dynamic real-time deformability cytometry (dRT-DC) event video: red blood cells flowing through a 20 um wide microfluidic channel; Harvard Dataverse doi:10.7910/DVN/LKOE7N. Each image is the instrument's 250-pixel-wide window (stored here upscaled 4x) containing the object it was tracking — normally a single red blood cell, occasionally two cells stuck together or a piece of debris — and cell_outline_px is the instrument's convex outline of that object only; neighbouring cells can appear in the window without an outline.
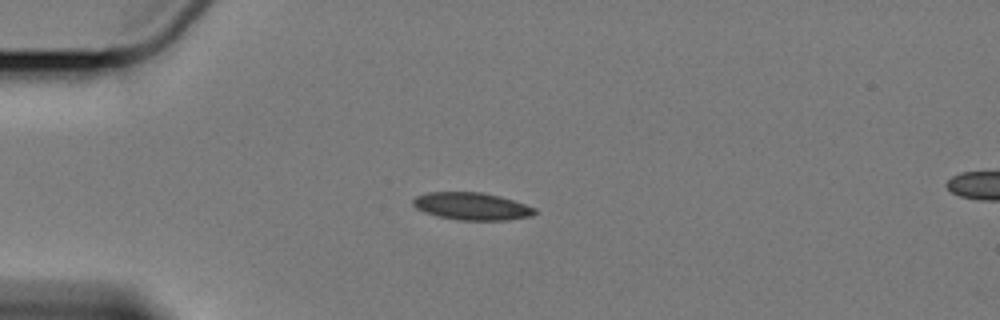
{"species": "Egyptian fruit bat (a non-hibernating species)", "species_latin": "Rousettus aegyptiacus", "temperature_condition": "cold", "stored_images_in_passage": 8, "camera_frame_rate_fps": 3000, "um_per_image_px": 0.085, "animal": {"sex": "female"}, "frame": {"image": 1, "passage_image": 4, "time_ms": 3.667, "image_size_px": [1000, 320], "cell_outline_px": [[536, 212], [532, 216], [504, 220], [460, 220], [440, 216], [424, 212], [416, 208], [412, 204], [412, 200], [416, 196], [424, 192], [484, 192], [500, 196], [536, 208]], "centroid_in_image_um": [40.08, 17.52], "position_along_channel_um": 44.9, "area_um2": 19.42}}
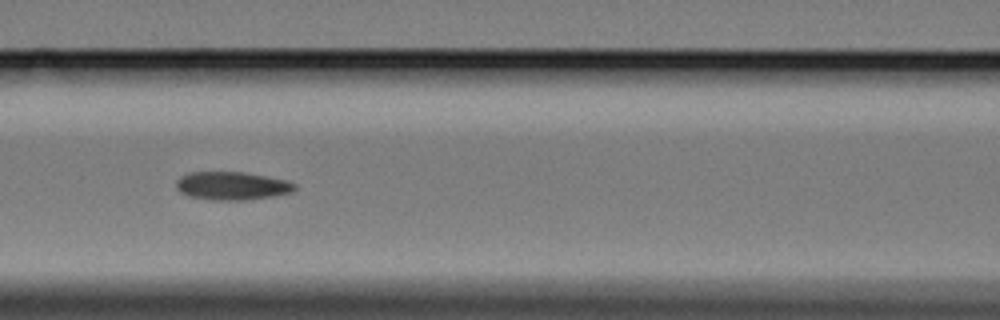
{"frame": {"image": 2, "passage_image": 7, "time_ms": 7.333, "image_size_px": [1000, 320], "cell_outline_px": [[296, 188], [292, 192], [272, 196], [244, 200], [212, 200], [188, 196], [180, 192], [176, 188], [176, 180], [180, 176], [188, 172], [244, 172], [284, 180], [296, 184]], "centroid_in_image_um": [19.66, 15.79], "position_along_channel_um": 146.9, "area_um2": 19.42}}
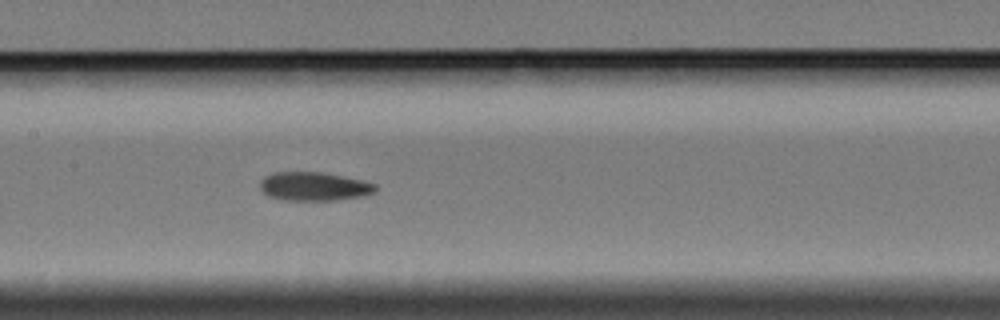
{"frame": {"image": 3, "passage_image": 8, "time_ms": 8.333, "image_size_px": [1000, 320], "cell_outline_px": [[376, 192], [364, 196], [336, 200], [284, 200], [268, 196], [260, 188], [260, 180], [264, 176], [272, 172], [324, 172], [364, 180], [376, 184]], "centroid_in_image_um": [26.71, 15.84], "position_along_channel_um": 180.7, "area_um2": 19.54}}